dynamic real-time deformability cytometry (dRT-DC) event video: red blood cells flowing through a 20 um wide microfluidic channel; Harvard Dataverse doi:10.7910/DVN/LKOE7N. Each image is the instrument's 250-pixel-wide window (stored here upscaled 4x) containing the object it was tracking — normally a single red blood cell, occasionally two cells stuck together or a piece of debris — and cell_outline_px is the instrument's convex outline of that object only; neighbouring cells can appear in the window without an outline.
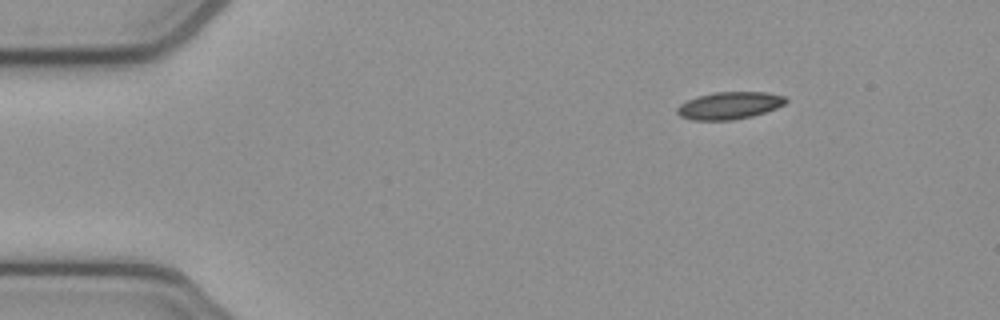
{"species": "common noctule bat (a hibernating species)", "species_latin": "Nyctalus noctula", "temperature_condition": "cold", "stored_images_in_passage": 46, "camera_frame_rate_fps": 3000, "um_per_image_px": 0.085, "animal": {"sex": "female", "body_mass_g": 21.9}, "frame": {"image": 1, "passage_image": 1, "time_ms": 0.0, "image_size_px": [1000, 320], "cell_outline_px": [[788, 100], [784, 104], [776, 108], [752, 116], [732, 120], [692, 120], [680, 116], [676, 112], [676, 108], [680, 104], [696, 96], [712, 92], [768, 92], [784, 96]], "centroid_in_image_um": [61.98, 8.96], "position_along_channel_um": 23.0, "area_um2": 17.34}}
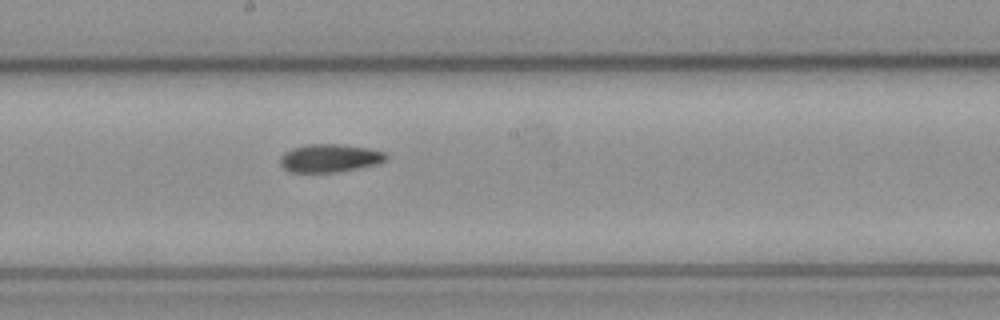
{"frame": {"image": 2, "passage_image": 22, "time_ms": 7.0, "image_size_px": [1000, 320], "cell_outline_px": [[388, 156], [380, 164], [336, 172], [292, 172], [284, 168], [280, 164], [280, 156], [284, 152], [292, 148], [304, 144], [336, 144], [368, 148], [384, 152]], "centroid_in_image_um": [28.01, 13.44], "position_along_channel_um": 220.2, "area_um2": 17.34}}
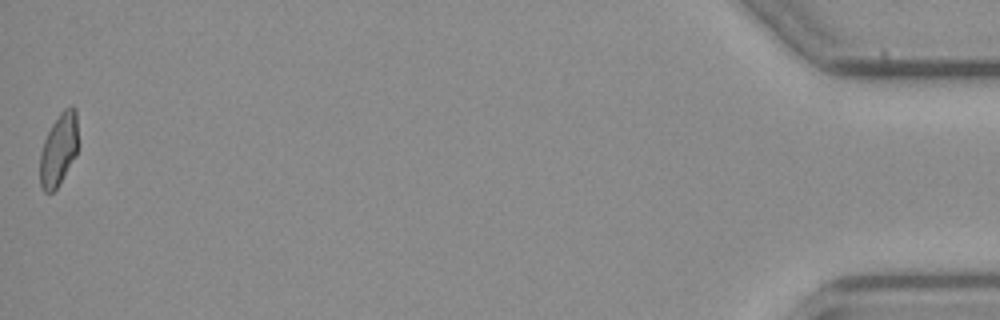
{"frame": {"image": 3, "passage_image": 46, "time_ms": 15.0, "image_size_px": [1000, 320], "cell_outline_px": [[76, 156], [56, 188], [52, 192], [44, 192], [40, 184], [40, 152], [44, 140], [52, 124], [60, 112], [64, 108], [72, 104], [76, 108]], "centroid_in_image_um": [4.97, 12.69], "position_along_channel_um": 430.2, "area_um2": 15.84}, "authors_computed_cell_mechanics": {"area_um2": 17.1955, "velocity_mm_per_s": 3.9002, "shape_relaxation_time_tau1_ms": null, "shape_relaxation_time_tau2_ms": 7.2004, "deformation_change_tau1": null, "deformation_change_tau2": 0.1367}}